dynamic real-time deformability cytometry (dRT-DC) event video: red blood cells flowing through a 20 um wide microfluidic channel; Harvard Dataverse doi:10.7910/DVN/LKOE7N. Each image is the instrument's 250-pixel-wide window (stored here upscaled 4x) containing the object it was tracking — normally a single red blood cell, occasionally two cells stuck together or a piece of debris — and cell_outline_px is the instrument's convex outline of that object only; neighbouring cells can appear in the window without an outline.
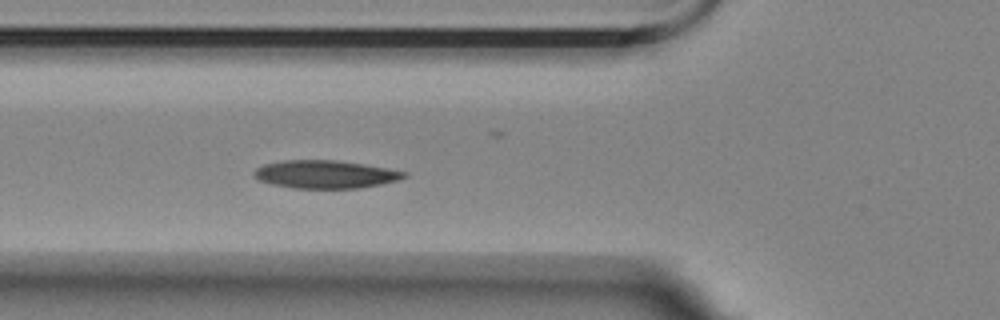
{"species": "Egyptian fruit bat (a non-hibernating species)", "species_latin": "Rousettus aegyptiacus", "temperature_condition": "room temperature", "stored_images_in_passage": 39, "camera_frame_rate_fps": 3000, "um_per_image_px": 0.085, "animal": {"sex": "female"}, "frame": {"image": 1, "passage_image": 2, "time_ms": 0.333, "image_size_px": [1000, 320], "cell_outline_px": [[408, 176], [396, 180], [380, 184], [360, 188], [292, 188], [272, 184], [260, 180], [252, 176], [252, 172], [256, 168], [264, 164], [284, 160], [336, 160], [364, 164], [388, 168], [408, 172]], "centroid_in_image_um": [27.64, 14.81], "position_along_channel_um": 98.2, "area_um2": 24.51}}
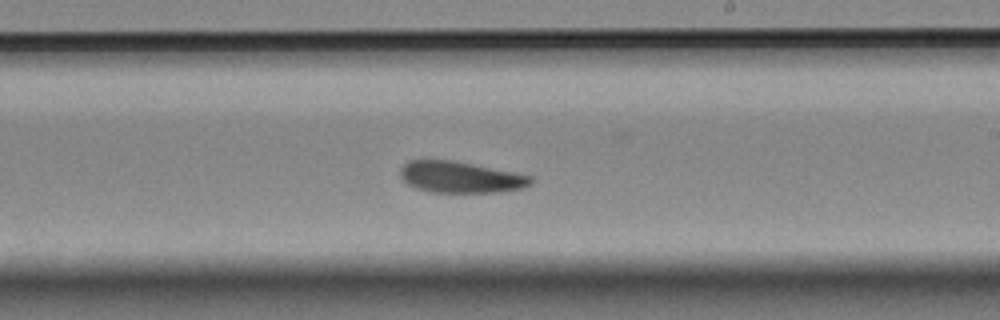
{"frame": {"image": 2, "passage_image": 15, "time_ms": 4.667, "image_size_px": [1000, 320], "cell_outline_px": [[536, 180], [532, 184], [524, 188], [496, 192], [432, 192], [416, 188], [408, 184], [400, 176], [400, 168], [408, 160], [452, 160], [516, 172], [532, 176]], "centroid_in_image_um": [39.18, 15.05], "position_along_channel_um": 249.8, "area_um2": 23.99}}
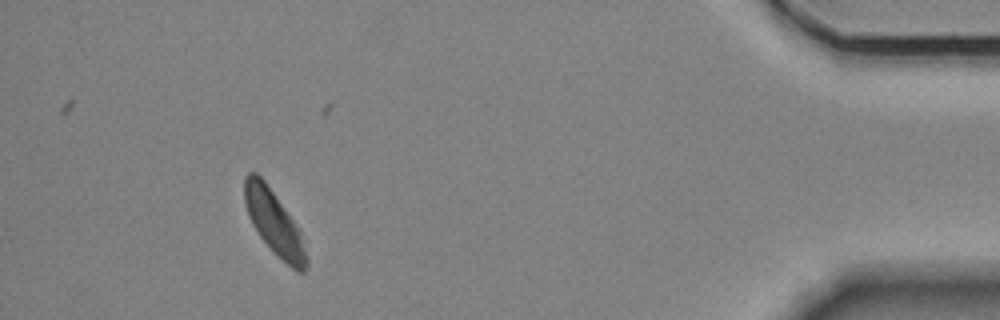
{"frame": {"image": 3, "passage_image": 34, "time_ms": 11.0, "image_size_px": [1000, 320], "cell_outline_px": [[308, 264], [304, 272], [296, 272], [260, 236], [252, 224], [248, 216], [244, 204], [244, 176], [248, 172], [256, 172], [264, 180], [300, 228], [308, 260]], "centroid_in_image_um": [23.3, 18.89], "position_along_channel_um": 411.9, "area_um2": 22.95}}